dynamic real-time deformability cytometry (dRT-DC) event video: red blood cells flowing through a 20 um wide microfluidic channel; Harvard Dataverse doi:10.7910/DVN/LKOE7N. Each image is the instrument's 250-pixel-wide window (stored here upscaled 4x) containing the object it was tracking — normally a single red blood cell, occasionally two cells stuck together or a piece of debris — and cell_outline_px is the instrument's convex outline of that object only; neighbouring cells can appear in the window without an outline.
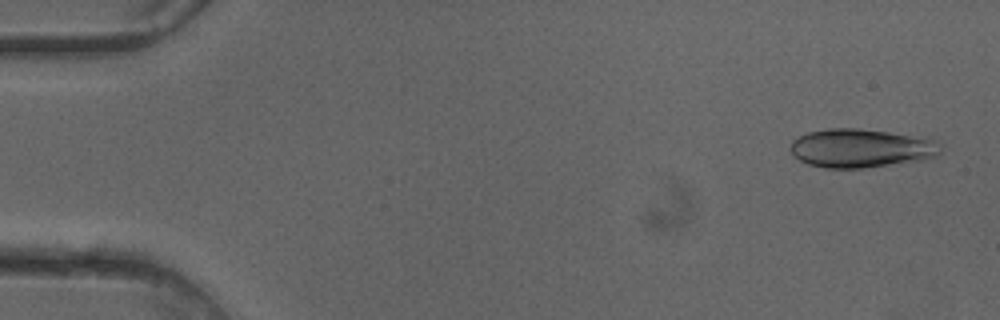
{"species": "common noctule bat (a hibernating species)", "species_latin": "Nyctalus noctula", "temperature_condition": "cold", "stored_images_in_passage": 49, "camera_frame_rate_fps": 3000, "um_per_image_px": 0.085, "animal": {"sex": "female"}, "frame": {"image": 1, "passage_image": 2, "time_ms": 0.333, "image_size_px": [1000, 320], "cell_outline_px": [[940, 152], [936, 156], [924, 160], [864, 168], [824, 168], [808, 164], [800, 160], [792, 152], [792, 140], [808, 132], [828, 128], [860, 128], [888, 132], [936, 140], [940, 144]], "centroid_in_image_um": [73.2, 12.6], "position_along_channel_um": 11.8, "area_um2": 33.7}}